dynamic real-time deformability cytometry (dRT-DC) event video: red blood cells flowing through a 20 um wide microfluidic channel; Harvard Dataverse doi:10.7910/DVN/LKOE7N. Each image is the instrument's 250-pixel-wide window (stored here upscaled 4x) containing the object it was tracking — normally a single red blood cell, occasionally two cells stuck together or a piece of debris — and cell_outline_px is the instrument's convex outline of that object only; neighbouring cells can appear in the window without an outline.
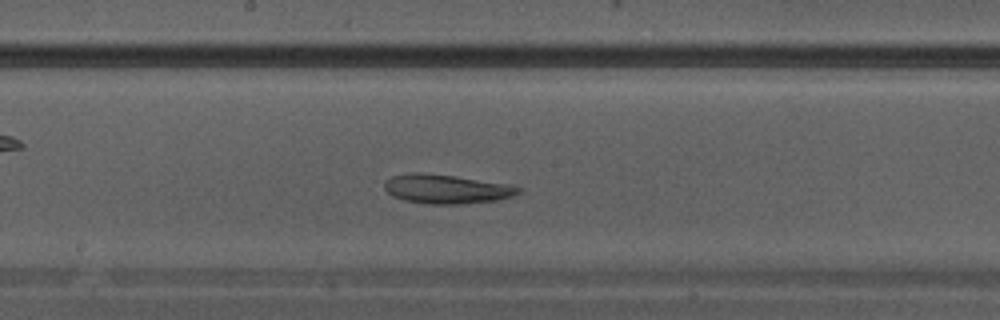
{"species": "Egyptian fruit bat (a non-hibernating species)", "species_latin": "Rousettus aegyptiacus", "temperature_condition": "warm", "stored_images_in_passage": 11, "camera_frame_rate_fps": 3000, "um_per_image_px": 0.085, "animal": {"sex": "male"}, "frame": {"image": 1, "passage_image": 7, "time_ms": 2.0, "image_size_px": [1000, 320], "cell_outline_px": [[524, 188], [520, 192], [512, 196], [496, 200], [464, 204], [424, 204], [404, 200], [392, 196], [384, 188], [384, 180], [392, 176], [416, 172], [420, 172], [452, 176], [504, 184]], "centroid_in_image_um": [37.89, 16.08], "position_along_channel_um": 210.3, "area_um2": 22.54}}